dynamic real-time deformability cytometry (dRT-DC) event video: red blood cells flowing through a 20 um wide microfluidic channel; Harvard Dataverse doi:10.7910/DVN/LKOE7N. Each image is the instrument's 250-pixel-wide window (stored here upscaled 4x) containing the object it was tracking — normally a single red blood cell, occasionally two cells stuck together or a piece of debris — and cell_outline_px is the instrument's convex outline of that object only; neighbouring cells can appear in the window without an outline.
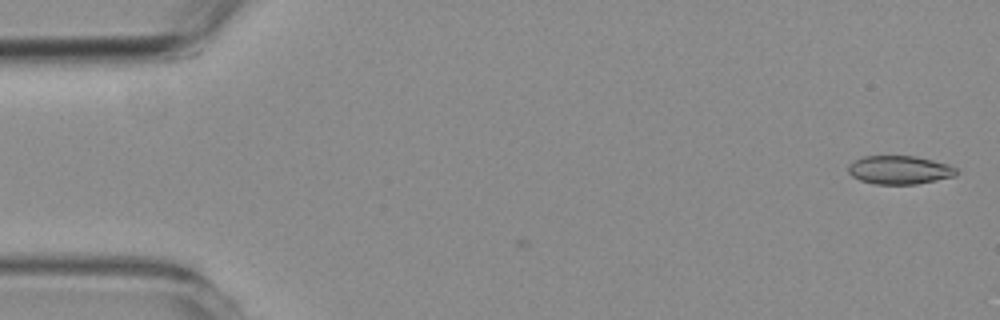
{"species": "common noctule bat (a hibernating species)", "species_latin": "Nyctalus noctula", "temperature_condition": "room temperature", "stored_images_in_passage": 3, "camera_frame_rate_fps": 3000, "um_per_image_px": 0.085, "animal": {"sex": "female", "body_mass_g": 19.3, "forearm_length_mm": 54.1}, "frame": {"image": 1, "passage_image": 3, "time_ms": 0.667, "image_size_px": [1000, 320], "cell_outline_px": [[960, 172], [956, 176], [916, 184], [876, 184], [860, 180], [852, 176], [848, 172], [848, 164], [864, 156], [916, 156], [948, 164], [956, 168]], "centroid_in_image_um": [76.48, 14.44], "position_along_channel_um": 8.5, "area_um2": 17.98}}